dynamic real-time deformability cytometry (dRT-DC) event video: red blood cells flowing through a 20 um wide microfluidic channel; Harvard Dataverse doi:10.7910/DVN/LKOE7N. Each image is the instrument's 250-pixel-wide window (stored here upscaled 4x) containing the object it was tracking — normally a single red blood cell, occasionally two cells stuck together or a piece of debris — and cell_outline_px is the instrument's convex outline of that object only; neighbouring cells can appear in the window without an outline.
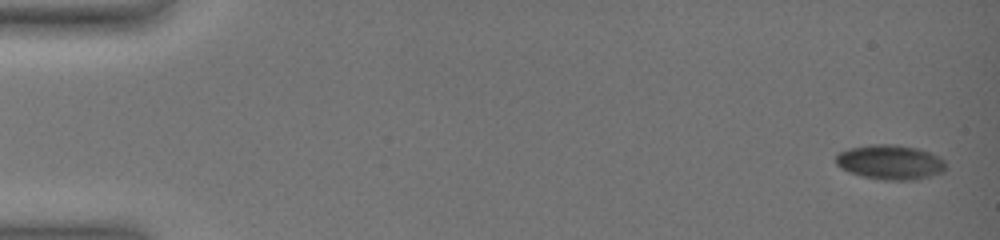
{"species": "common noctule bat (a hibernating species)", "species_latin": "Nyctalus noctula", "temperature_condition": "warm", "stored_images_in_passage": 9, "camera_frame_rate_fps": 3000, "um_per_image_px": 0.085, "animal": {"sex": "female", "body_mass_g": 19.0, "forearm_length_mm": 51.5}, "frame": {"image": 1, "passage_image": 1, "time_ms": 0.0, "image_size_px": [1000, 240], "cell_outline_px": [[948, 168], [944, 172], [916, 180], [884, 180], [860, 176], [840, 168], [836, 164], [836, 156], [840, 152], [848, 148], [872, 144], [896, 144], [916, 148], [940, 156], [944, 160]], "centroid_in_image_um": [75.69, 13.79], "position_along_channel_um": 9.3, "area_um2": 22.48}}
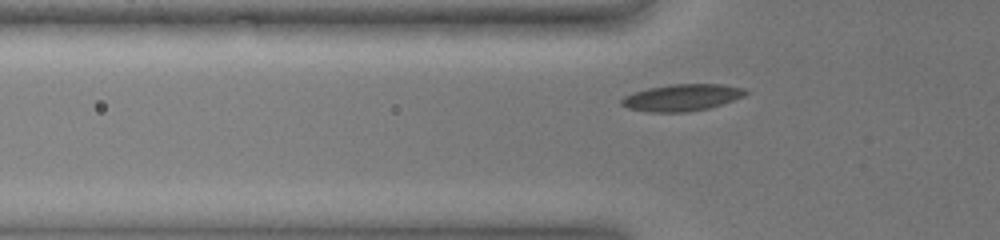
{"frame": {"image": 2, "passage_image": 9, "time_ms": 8.0, "image_size_px": [1000, 240], "cell_outline_px": [[748, 92], [744, 96], [708, 108], [688, 112], [648, 112], [628, 108], [620, 104], [620, 100], [624, 96], [632, 92], [648, 88], [672, 84], [720, 84], [744, 88]], "centroid_in_image_um": [57.92, 8.29], "position_along_channel_um": 67.9, "area_um2": 19.31}}